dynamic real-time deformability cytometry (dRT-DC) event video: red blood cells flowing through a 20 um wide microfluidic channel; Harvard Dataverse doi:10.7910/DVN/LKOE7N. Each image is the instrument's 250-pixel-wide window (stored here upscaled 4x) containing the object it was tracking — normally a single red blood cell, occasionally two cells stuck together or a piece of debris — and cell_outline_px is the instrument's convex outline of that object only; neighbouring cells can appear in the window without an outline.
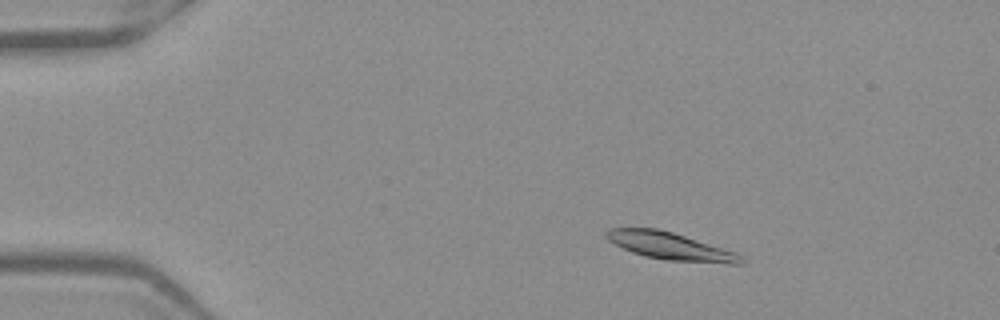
{"species": "Egyptian fruit bat (a non-hibernating species)", "species_latin": "Rousettus aegyptiacus", "temperature_condition": "warm", "stored_images_in_passage": 53, "camera_frame_rate_fps": 3000, "um_per_image_px": 0.085, "frame": {"image": 1, "passage_image": 9, "time_ms": 2.667, "image_size_px": [1000, 320], "cell_outline_px": [[744, 260], [740, 264], [728, 264], [668, 260], [644, 256], [632, 252], [608, 240], [604, 236], [604, 232], [608, 228], [656, 228], [672, 232], [736, 252]], "centroid_in_image_um": [56.95, 20.92], "position_along_channel_um": 28.1, "area_um2": 21.33}}
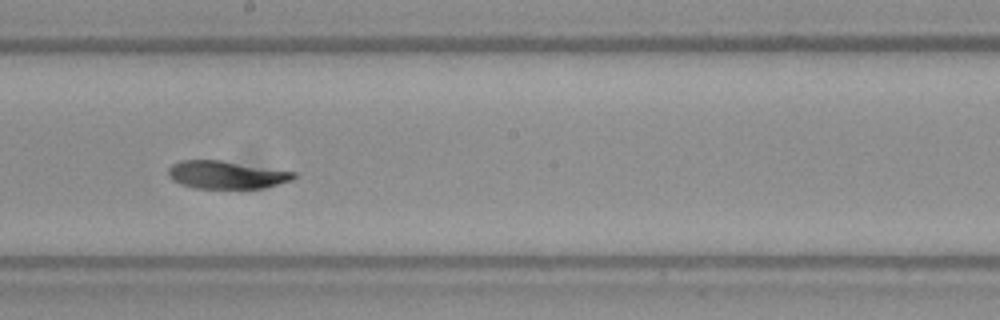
{"frame": {"image": 2, "passage_image": 30, "time_ms": 9.667, "image_size_px": [1000, 320], "cell_outline_px": [[296, 176], [292, 180], [264, 188], [196, 188], [180, 184], [172, 180], [168, 176], [168, 168], [172, 164], [180, 160], [220, 160], [296, 172]], "centroid_in_image_um": [19.22, 14.85], "position_along_channel_um": 229.0, "area_um2": 20.35}}
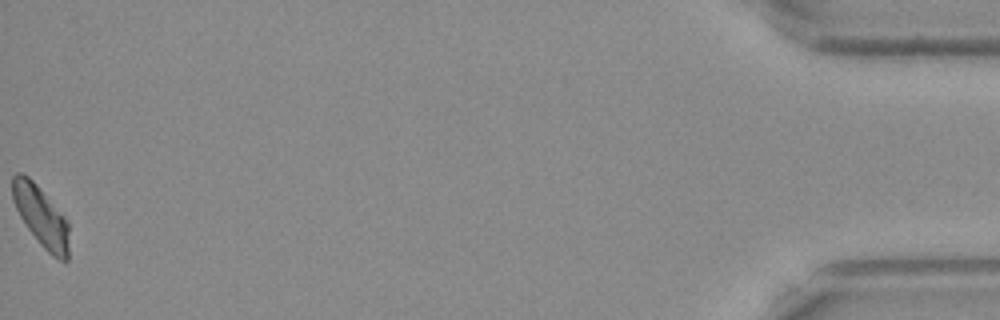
{"frame": {"image": 3, "passage_image": 53, "time_ms": 17.333, "image_size_px": [1000, 320], "cell_outline_px": [[68, 260], [60, 260], [52, 256], [40, 244], [28, 228], [20, 216], [12, 200], [12, 176], [16, 172], [24, 172], [36, 184], [64, 216], [68, 224]], "centroid_in_image_um": [3.46, 18.36], "position_along_channel_um": 431.7, "area_um2": 19.71}, "authors_computed_cell_mechanics": {"area_um2": 21.097, "velocity_mm_per_s": 3.8848, "shape_relaxation_time_tau1_ms": 5.0569, "shape_relaxation_time_tau2_ms": 11.0082, "deformation_change_tau1": 0.1373, "deformation_change_tau2": 0.1122}}